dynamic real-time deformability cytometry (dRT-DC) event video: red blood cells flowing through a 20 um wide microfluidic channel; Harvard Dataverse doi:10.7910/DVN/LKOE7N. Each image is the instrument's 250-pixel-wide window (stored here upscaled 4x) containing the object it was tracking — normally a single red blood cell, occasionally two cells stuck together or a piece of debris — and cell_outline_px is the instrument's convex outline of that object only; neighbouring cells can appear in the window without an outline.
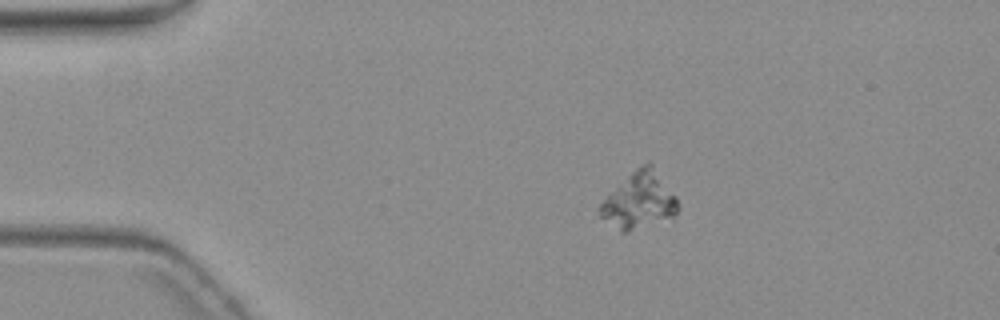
{"species": "common noctule bat (a hibernating species)", "species_latin": "Nyctalus noctula", "temperature_condition": "warm", "stored_images_in_passage": 5, "camera_frame_rate_fps": 3000, "um_per_image_px": 0.085, "animal": {"sex": "female", "body_mass_g": 19.3, "forearm_length_mm": 54.1}, "frame": {"image": 1, "passage_image": 4, "time_ms": 3.667, "image_size_px": [1000, 320], "cell_outline_px": [[680, 208], [672, 216], [628, 232], [620, 232], [600, 216], [600, 204], [636, 168], [648, 160], [652, 164], [676, 196], [680, 204]], "centroid_in_image_um": [54.37, 17.04], "position_along_channel_um": 30.6, "area_um2": 24.97}}